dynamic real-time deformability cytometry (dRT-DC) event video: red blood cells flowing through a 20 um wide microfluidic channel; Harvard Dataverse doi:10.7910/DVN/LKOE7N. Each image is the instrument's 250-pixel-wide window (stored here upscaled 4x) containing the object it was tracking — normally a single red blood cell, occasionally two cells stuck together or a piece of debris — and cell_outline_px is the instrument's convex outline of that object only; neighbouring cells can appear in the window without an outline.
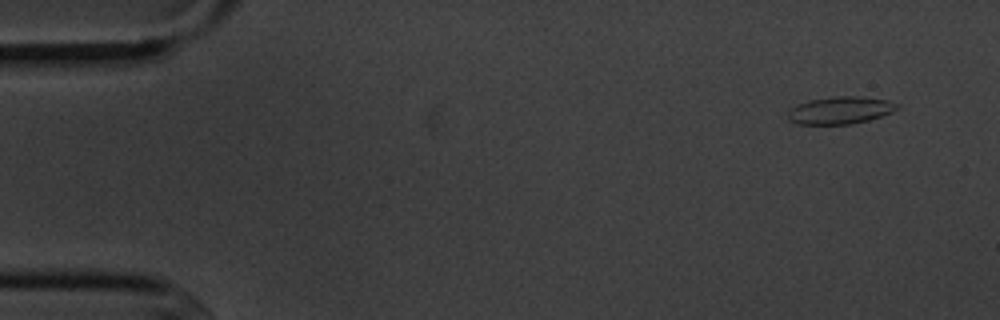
{"species": "common noctule bat (a hibernating species)", "species_latin": "Nyctalus noctula", "temperature_condition": "cold", "stored_images_in_passage": 4, "camera_frame_rate_fps": 3000, "um_per_image_px": 0.085, "animal": {"sex": "male", "body_mass_g": 20.1, "forearm_length_mm": 53.5}, "frame": {"image": 1, "passage_image": 1, "time_ms": 0.0, "image_size_px": [1000, 320], "cell_outline_px": [[900, 108], [892, 112], [868, 120], [848, 124], [796, 124], [788, 120], [788, 112], [792, 108], [808, 100], [836, 96], [856, 96], [888, 100], [900, 104]], "centroid_in_image_um": [71.44, 9.37], "position_along_channel_um": 13.6, "area_um2": 17.34}}
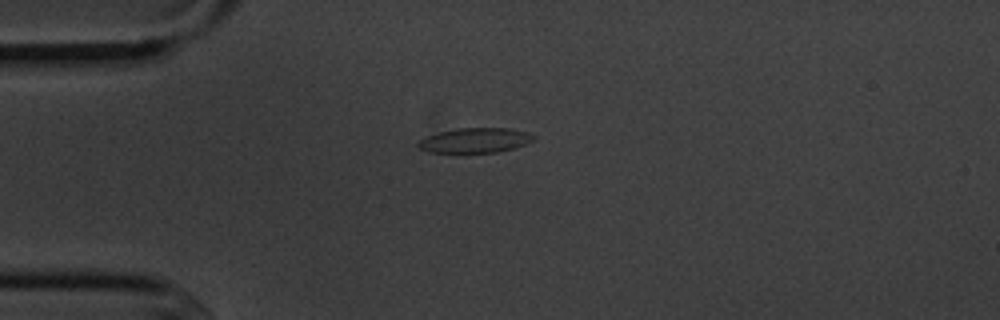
{"frame": {"image": 2, "passage_image": 4, "time_ms": 3.333, "image_size_px": [1000, 320], "cell_outline_px": [[536, 136], [532, 140], [516, 148], [500, 152], [456, 156], [428, 152], [420, 148], [416, 144], [420, 140], [428, 136], [440, 132], [456, 128], [508, 128], [528, 132]], "centroid_in_image_um": [40.34, 11.99], "position_along_channel_um": 44.7, "area_um2": 17.63}}